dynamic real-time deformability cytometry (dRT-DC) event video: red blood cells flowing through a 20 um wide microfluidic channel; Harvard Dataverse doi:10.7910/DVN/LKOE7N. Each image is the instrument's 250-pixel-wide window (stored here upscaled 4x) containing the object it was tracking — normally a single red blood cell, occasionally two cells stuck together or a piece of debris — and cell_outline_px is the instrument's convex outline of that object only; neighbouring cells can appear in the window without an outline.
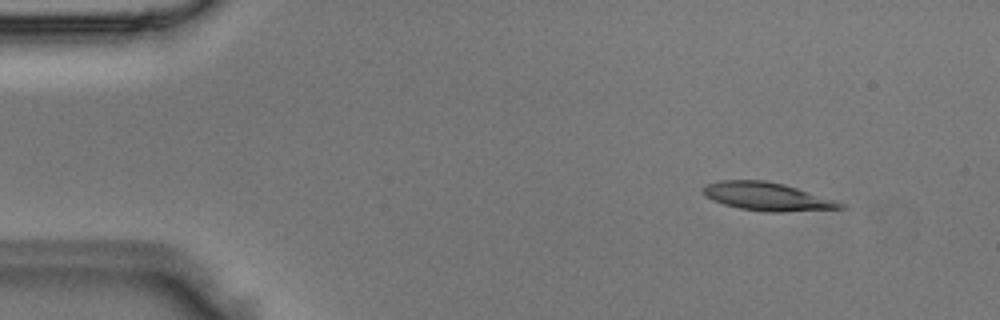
{"species": "Egyptian fruit bat (a non-hibernating species)", "species_latin": "Rousettus aegyptiacus", "temperature_condition": "room temperature", "stored_images_in_passage": 3, "camera_frame_rate_fps": 3000, "um_per_image_px": 0.085, "animal": {"sex": "male"}, "frame": {"image": 1, "passage_image": 2, "time_ms": 0.333, "image_size_px": [1000, 320], "cell_outline_px": [[848, 208], [784, 212], [768, 212], [740, 208], [724, 204], [712, 200], [704, 196], [704, 188], [708, 184], [720, 180], [764, 180], [784, 184], [836, 200], [844, 204]], "centroid_in_image_um": [65.24, 16.71], "position_along_channel_um": 19.8, "area_um2": 22.43}}